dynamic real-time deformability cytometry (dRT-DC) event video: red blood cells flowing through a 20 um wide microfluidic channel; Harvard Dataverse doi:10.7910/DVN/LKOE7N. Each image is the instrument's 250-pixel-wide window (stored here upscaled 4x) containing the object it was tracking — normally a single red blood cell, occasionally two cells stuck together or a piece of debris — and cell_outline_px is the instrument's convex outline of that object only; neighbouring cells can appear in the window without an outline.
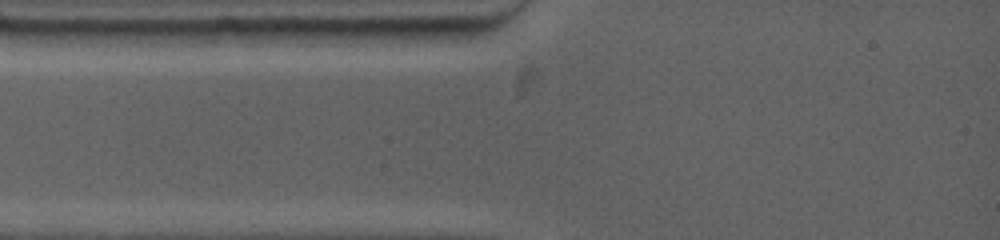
{"species": "common noctule bat (a hibernating species)", "species_latin": "Nyctalus noctula", "temperature_condition": "warm", "stored_images_in_passage": 1, "camera_frame_rate_fps": 4500, "um_per_image_px": 0.085, "animal": {"sex": "female", "body_mass_g": 19.0, "forearm_length_mm": 53.3}, "frame": {"image": 1, "passage_image": 1, "time_ms": 0.0, "image_size_px": [1000, 240], "cell_outline_px": [[468, 32], [456, 44], [428, 48], [320, 44], [316, 28], [468, 28]], "centroid_in_image_um": [33.31, 3.13], "position_along_channel_um": 51.7, "area_um2": 18.79}}